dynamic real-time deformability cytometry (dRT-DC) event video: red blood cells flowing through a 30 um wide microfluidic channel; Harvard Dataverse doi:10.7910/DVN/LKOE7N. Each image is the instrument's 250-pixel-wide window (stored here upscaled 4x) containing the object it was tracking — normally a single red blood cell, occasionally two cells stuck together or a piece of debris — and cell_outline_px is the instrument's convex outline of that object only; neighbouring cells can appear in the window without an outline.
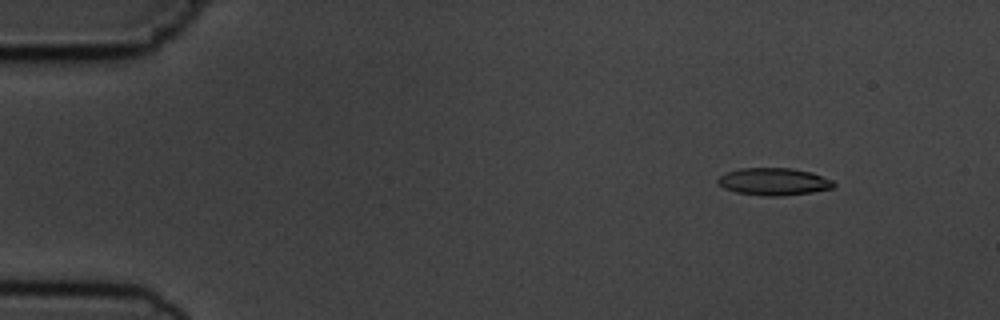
{"species": "common noctule bat (a hibernating species)", "species_latin": "Nyctalus noctula", "temperature_condition": "cold", "stored_images_in_passage": 4, "camera_frame_rate_fps": 3000, "um_per_image_px": 0.085, "animal": {"sex": "male", "body_mass_g": 19.5, "forearm_length_mm": 54.6}, "frame": {"image": 1, "passage_image": 2, "time_ms": 1.0, "image_size_px": [1000, 320], "cell_outline_px": [[836, 184], [832, 188], [812, 192], [780, 196], [764, 196], [736, 192], [724, 188], [716, 180], [720, 176], [728, 172], [740, 168], [792, 168], [812, 172], [832, 180]], "centroid_in_image_um": [65.78, 15.43], "position_along_channel_um": 19.2, "area_um2": 18.38}}
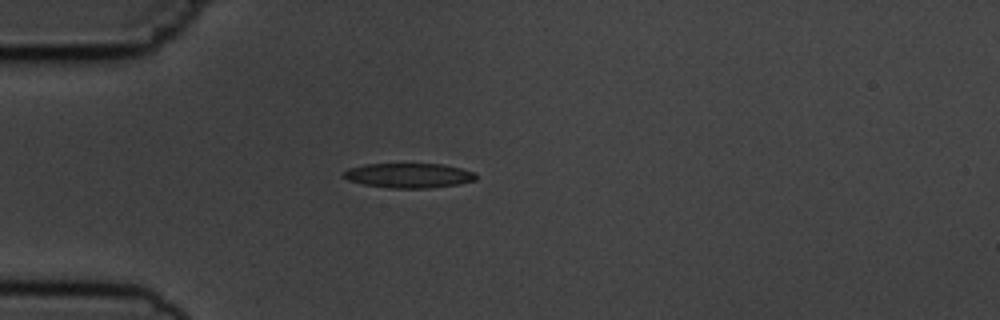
{"frame": {"image": 2, "passage_image": 4, "time_ms": 4.0, "image_size_px": [1000, 320], "cell_outline_px": [[476, 180], [460, 184], [428, 188], [392, 188], [364, 184], [348, 180], [340, 172], [348, 168], [364, 164], [444, 164], [460, 168], [472, 172], [476, 176]], "centroid_in_image_um": [34.72, 14.91], "position_along_channel_um": 50.3, "area_um2": 19.02}}